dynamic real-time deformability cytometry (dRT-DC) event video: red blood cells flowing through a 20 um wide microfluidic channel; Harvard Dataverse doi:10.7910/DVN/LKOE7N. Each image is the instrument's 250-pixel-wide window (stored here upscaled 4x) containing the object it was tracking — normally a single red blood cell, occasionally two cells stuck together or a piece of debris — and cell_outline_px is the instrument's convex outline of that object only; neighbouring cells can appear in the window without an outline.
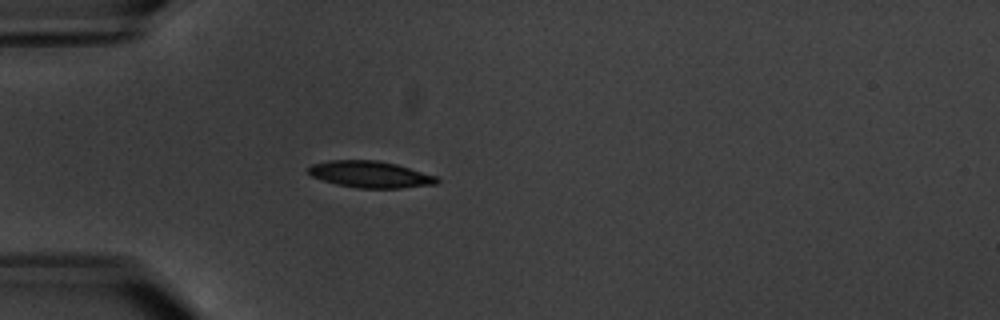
{"species": "common noctule bat (a hibernating species)", "species_latin": "Nyctalus noctula", "temperature_condition": "warm", "stored_images_in_passage": 2, "camera_frame_rate_fps": 3000, "um_per_image_px": 0.085, "animal": {"sex": "male", "body_mass_g": 20.1, "forearm_length_mm": 53.5}, "frame": {"image": 1, "passage_image": 1, "time_ms": 0.0, "image_size_px": [1000, 320], "cell_outline_px": [[440, 180], [436, 184], [400, 188], [360, 188], [336, 184], [312, 176], [308, 172], [308, 168], [312, 164], [328, 160], [376, 160], [396, 164], [436, 176]], "centroid_in_image_um": [31.47, 14.82], "position_along_channel_um": 53.5, "area_um2": 19.77}}